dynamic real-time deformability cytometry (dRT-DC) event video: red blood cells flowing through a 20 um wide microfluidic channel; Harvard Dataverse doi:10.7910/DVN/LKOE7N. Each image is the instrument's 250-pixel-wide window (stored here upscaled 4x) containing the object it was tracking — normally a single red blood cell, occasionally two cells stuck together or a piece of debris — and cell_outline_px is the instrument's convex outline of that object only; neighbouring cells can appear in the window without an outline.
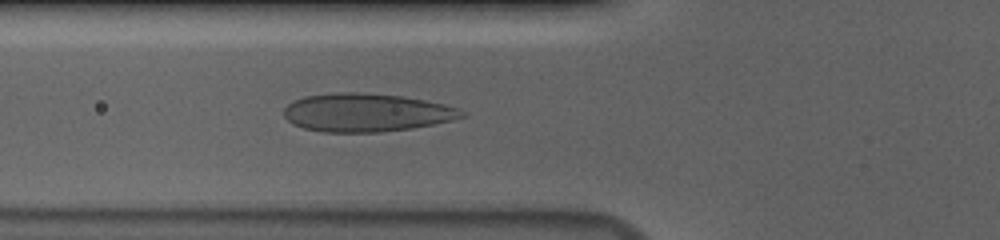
{"species": "human", "species_latin": "Homo sapiens", "temperature_condition": "cold", "stored_images_in_passage": 56, "camera_frame_rate_fps": 3000, "um_per_image_px": 0.085, "donor": {"sex": "male"}, "frame": {"image": 1, "passage_image": 21, "time_ms": 6.667, "image_size_px": [1000, 240], "cell_outline_px": [[468, 116], [452, 120], [412, 128], [380, 132], [320, 132], [304, 128], [292, 124], [284, 116], [284, 108], [288, 104], [304, 96], [336, 92], [356, 92], [400, 96], [424, 100], [444, 104], [456, 108], [464, 112]], "centroid_in_image_um": [31.12, 9.57], "position_along_channel_um": 94.7, "area_um2": 39.54}}
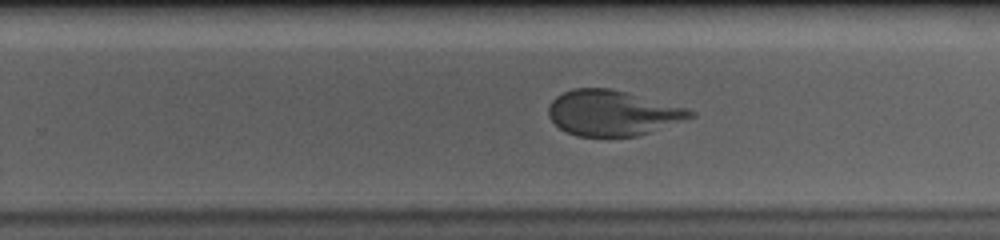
{"frame": {"image": 2, "passage_image": 36, "time_ms": 11.667, "image_size_px": [1000, 240], "cell_outline_px": [[696, 116], [636, 136], [576, 136], [560, 128], [548, 116], [548, 104], [556, 96], [572, 88], [612, 88], [688, 108], [696, 112]], "centroid_in_image_um": [52.05, 9.59], "position_along_channel_um": 277.7, "area_um2": 37.4}}
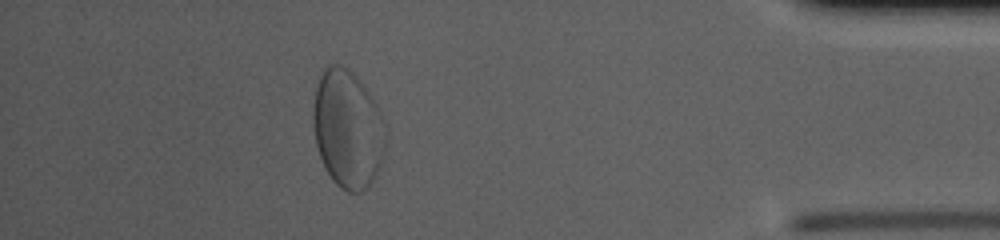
{"frame": {"image": 3, "passage_image": 50, "time_ms": 16.333, "image_size_px": [1000, 240], "cell_outline_px": [[388, 128], [384, 152], [380, 164], [372, 180], [360, 192], [348, 192], [340, 188], [332, 180], [324, 168], [316, 144], [312, 116], [312, 112], [316, 84], [324, 68], [328, 64], [340, 64], [348, 68], [364, 88], [380, 112]], "centroid_in_image_um": [29.53, 10.97], "position_along_channel_um": 405.7, "area_um2": 49.77}}